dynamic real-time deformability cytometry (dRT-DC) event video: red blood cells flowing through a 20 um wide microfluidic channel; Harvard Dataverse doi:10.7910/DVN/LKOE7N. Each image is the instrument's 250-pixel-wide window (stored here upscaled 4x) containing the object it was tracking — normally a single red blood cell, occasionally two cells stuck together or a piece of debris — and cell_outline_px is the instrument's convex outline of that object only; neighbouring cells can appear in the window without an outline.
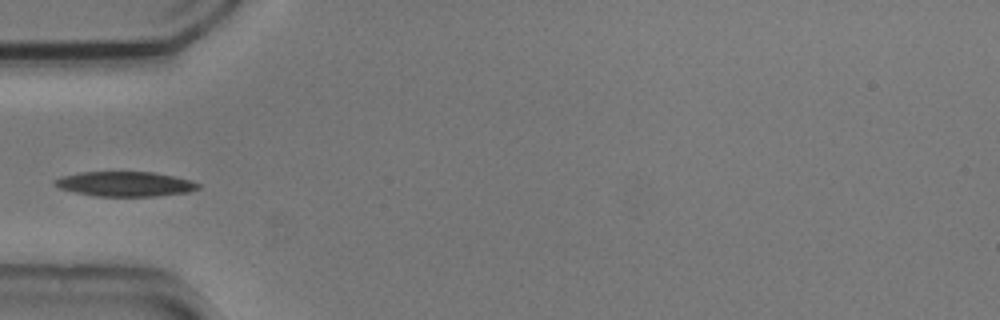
{"species": "common noctule bat (a hibernating species)", "species_latin": "Nyctalus noctula", "temperature_condition": "cold", "stored_images_in_passage": 8, "camera_frame_rate_fps": 3000, "um_per_image_px": 0.085, "animal": {"sex": "male", "body_mass_g": 20.5, "forearm_length_mm": 52.5}, "frame": {"image": 1, "passage_image": 5, "time_ms": 1.333, "image_size_px": [1000, 320], "cell_outline_px": [[200, 188], [188, 192], [156, 196], [96, 196], [76, 192], [60, 188], [52, 184], [52, 180], [60, 176], [80, 172], [152, 172], [172, 176], [188, 180], [200, 184]], "centroid_in_image_um": [10.58, 15.63], "position_along_channel_um": 74.4, "area_um2": 20.63}}
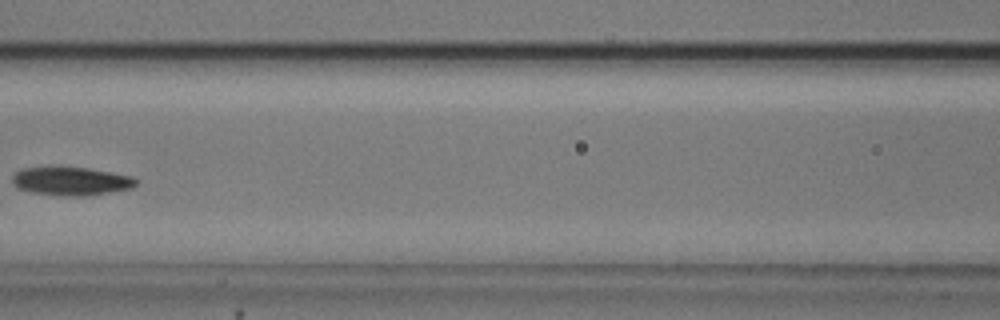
{"frame": {"image": 2, "passage_image": 7, "time_ms": 2.0, "image_size_px": [1000, 320], "cell_outline_px": [[136, 184], [132, 188], [88, 196], [60, 196], [32, 192], [16, 188], [12, 184], [12, 176], [16, 172], [24, 168], [52, 164], [88, 168], [132, 176], [136, 180]], "centroid_in_image_um": [5.97, 15.37], "position_along_channel_um": 160.6, "area_um2": 21.21}}
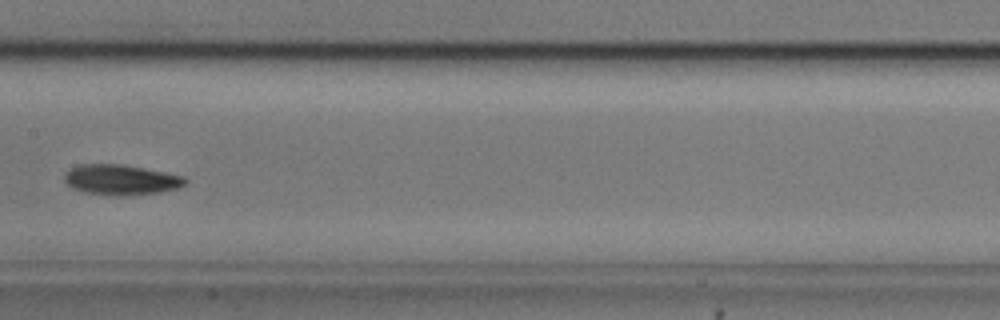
{"frame": {"image": 3, "passage_image": 8, "time_ms": 2.333, "image_size_px": [1000, 320], "cell_outline_px": [[188, 180], [180, 188], [156, 192], [120, 196], [112, 196], [84, 192], [72, 188], [64, 180], [64, 176], [72, 168], [80, 164], [120, 164], [144, 168], [184, 176]], "centroid_in_image_um": [10.28, 15.28], "position_along_channel_um": 197.1, "area_um2": 21.15}}